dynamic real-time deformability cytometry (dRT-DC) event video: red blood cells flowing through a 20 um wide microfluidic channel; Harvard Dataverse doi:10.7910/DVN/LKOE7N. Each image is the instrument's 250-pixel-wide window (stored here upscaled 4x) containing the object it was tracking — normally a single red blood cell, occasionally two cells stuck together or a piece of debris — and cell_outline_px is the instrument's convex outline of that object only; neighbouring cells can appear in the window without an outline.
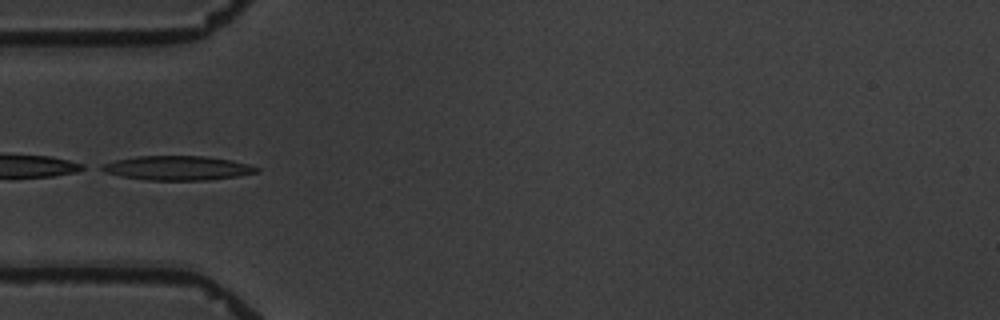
{"species": "common noctule bat (a hibernating species)", "species_latin": "Nyctalus noctula", "temperature_condition": "warm", "stored_images_in_passage": 8, "camera_frame_rate_fps": 3000, "um_per_image_px": 0.085, "animal": {"sex": "male", "body_mass_g": 19.5, "forearm_length_mm": 54.6}, "frame": {"image": 1, "passage_image": 4, "time_ms": 5.0, "image_size_px": [1000, 320], "cell_outline_px": [[260, 172], [236, 176], [208, 180], [148, 180], [120, 176], [104, 172], [96, 168], [100, 164], [116, 160], [136, 156], [204, 156], [232, 160], [248, 164], [260, 168]], "centroid_in_image_um": [15.04, 14.28], "position_along_channel_um": 70.0, "area_um2": 22.08}}
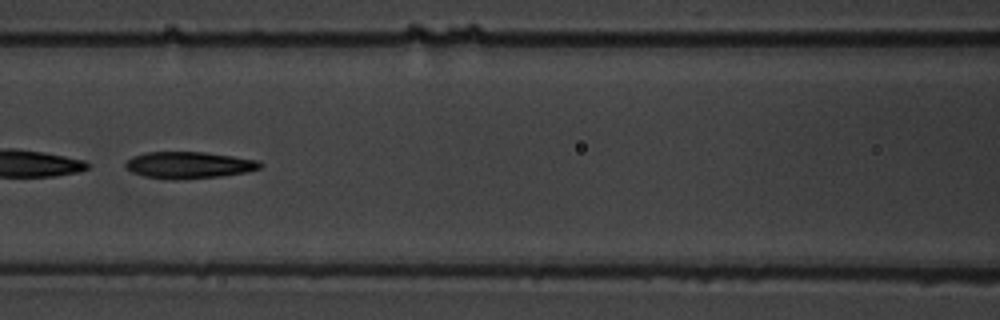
{"frame": {"image": 2, "passage_image": 6, "time_ms": 7.333, "image_size_px": [1000, 320], "cell_outline_px": [[264, 164], [260, 168], [244, 172], [220, 176], [180, 180], [172, 180], [144, 176], [132, 172], [124, 168], [124, 164], [132, 156], [148, 152], [204, 152], [260, 160]], "centroid_in_image_um": [16.04, 14.03], "position_along_channel_um": 150.6, "area_um2": 21.04}}